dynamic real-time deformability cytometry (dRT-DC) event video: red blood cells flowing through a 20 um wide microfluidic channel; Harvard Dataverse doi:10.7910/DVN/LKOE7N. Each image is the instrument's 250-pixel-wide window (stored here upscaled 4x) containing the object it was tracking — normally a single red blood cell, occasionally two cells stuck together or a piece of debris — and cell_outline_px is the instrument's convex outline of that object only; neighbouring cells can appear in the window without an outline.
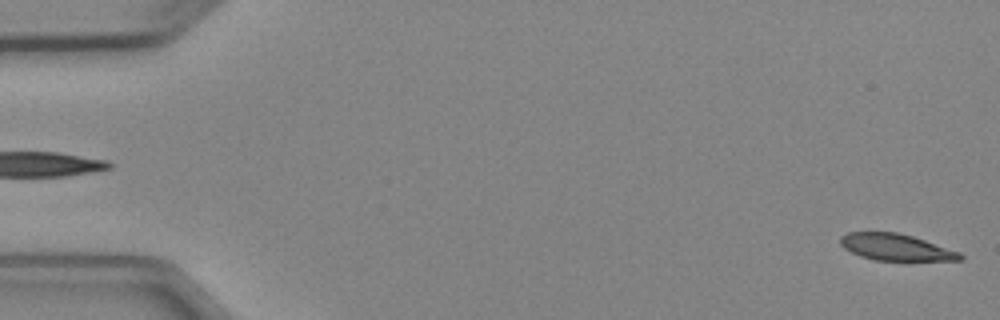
{"species": "Egyptian fruit bat (a non-hibernating species)", "species_latin": "Rousettus aegyptiacus", "temperature_condition": "cold", "stored_images_in_passage": 5, "segment_of_instrument_passage": [2, 2], "camera_frame_rate_fps": 3000, "um_per_image_px": 0.085, "animal": {"sex": "female"}, "frame": {"image": 1, "passage_image": 5, "time_ms": 5.0, "image_size_px": [1000, 320], "cell_outline_px": [[964, 260], [876, 260], [860, 256], [844, 248], [840, 244], [840, 236], [848, 232], [896, 232], [912, 236], [960, 252], [964, 256]], "centroid_in_image_um": [76.13, 21.01], "position_along_channel_um": 8.9, "area_um2": 18.38}}